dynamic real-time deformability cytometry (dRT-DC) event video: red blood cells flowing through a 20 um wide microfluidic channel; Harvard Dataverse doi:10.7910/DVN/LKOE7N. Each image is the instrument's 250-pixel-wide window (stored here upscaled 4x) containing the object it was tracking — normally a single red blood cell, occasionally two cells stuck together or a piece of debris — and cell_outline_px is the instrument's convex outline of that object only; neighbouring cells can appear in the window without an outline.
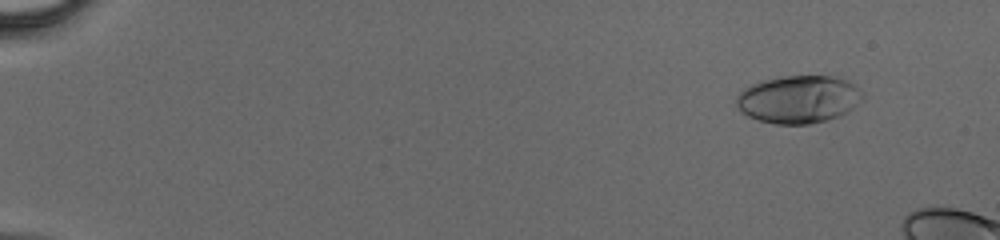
{"species": "human", "species_latin": "Homo sapiens", "temperature_condition": "cold", "stored_images_in_passage": 16, "camera_frame_rate_fps": 3000, "um_per_image_px": 0.085, "donor": {"sex": "male"}, "frame": {"image": 1, "passage_image": 5, "time_ms": 1.333, "image_size_px": [1000, 240], "cell_outline_px": [[864, 96], [848, 112], [840, 116], [828, 120], [808, 124], [776, 124], [760, 120], [748, 116], [740, 112], [736, 104], [736, 96], [744, 88], [752, 84], [764, 80], [784, 76], [832, 76], [844, 80], [852, 84]], "centroid_in_image_um": [67.84, 8.45], "position_along_channel_um": 17.2, "area_um2": 34.85}}